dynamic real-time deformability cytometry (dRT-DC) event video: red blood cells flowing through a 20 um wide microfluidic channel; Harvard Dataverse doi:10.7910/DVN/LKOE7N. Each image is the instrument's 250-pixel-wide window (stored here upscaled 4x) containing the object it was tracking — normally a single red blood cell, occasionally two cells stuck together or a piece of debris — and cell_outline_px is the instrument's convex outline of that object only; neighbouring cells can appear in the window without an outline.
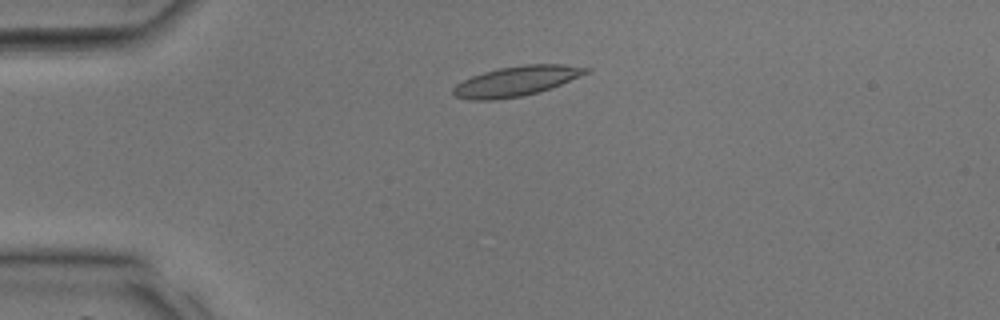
{"species": "common noctule bat (a hibernating species)", "species_latin": "Nyctalus noctula", "temperature_condition": "room temperature", "stored_images_in_passage": 35, "camera_frame_rate_fps": 3000, "um_per_image_px": 0.085, "animal": {"sex": "male", "body_mass_g": 17.9, "forearm_length_mm": 54.2}, "frame": {"image": 1, "passage_image": 7, "time_ms": 2.0, "image_size_px": [1000, 320], "cell_outline_px": [[592, 72], [560, 84], [536, 92], [520, 96], [496, 100], [472, 100], [456, 96], [452, 92], [452, 88], [456, 84], [472, 76], [484, 72], [500, 68], [524, 64], [564, 64], [592, 68]], "centroid_in_image_um": [43.92, 6.88], "position_along_channel_um": 41.1, "area_um2": 23.0}}
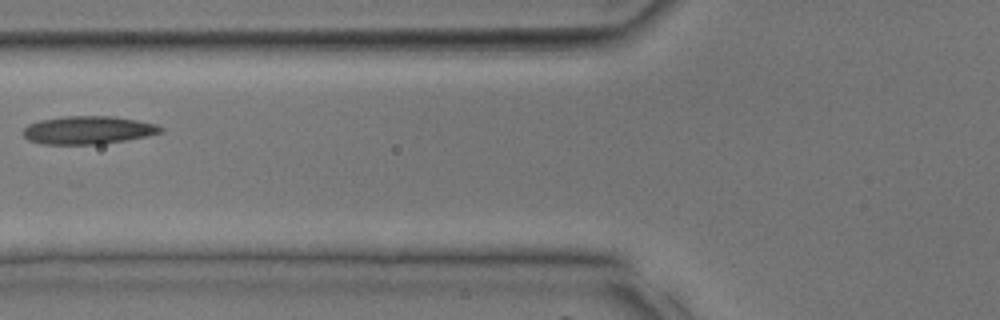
{"frame": {"image": 2, "passage_image": 13, "time_ms": 4.0, "image_size_px": [1000, 320], "cell_outline_px": [[164, 132], [124, 140], [100, 144], [44, 144], [28, 140], [24, 136], [24, 128], [28, 124], [40, 120], [64, 116], [116, 116], [156, 124], [164, 128]], "centroid_in_image_um": [7.49, 11.05], "position_along_channel_um": 118.3, "area_um2": 22.37}}
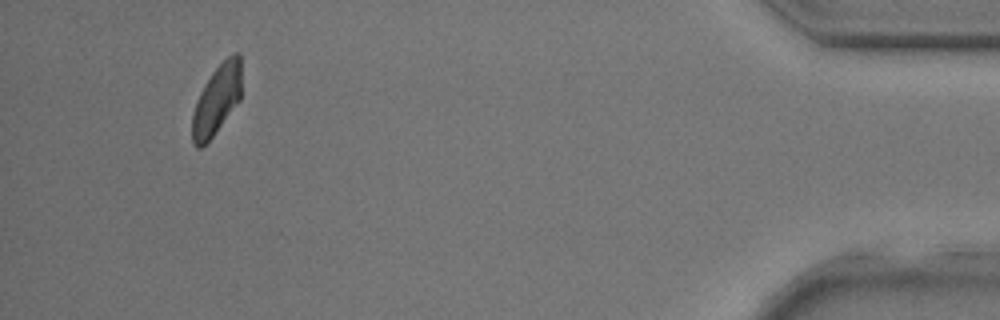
{"frame": {"image": 3, "passage_image": 33, "time_ms": 10.667, "image_size_px": [1000, 320], "cell_outline_px": [[240, 100], [212, 136], [200, 148], [196, 148], [192, 144], [192, 116], [196, 100], [204, 84], [212, 72], [232, 52], [240, 52]], "centroid_in_image_um": [18.4, 8.47], "position_along_channel_um": 416.8, "area_um2": 19.77}}